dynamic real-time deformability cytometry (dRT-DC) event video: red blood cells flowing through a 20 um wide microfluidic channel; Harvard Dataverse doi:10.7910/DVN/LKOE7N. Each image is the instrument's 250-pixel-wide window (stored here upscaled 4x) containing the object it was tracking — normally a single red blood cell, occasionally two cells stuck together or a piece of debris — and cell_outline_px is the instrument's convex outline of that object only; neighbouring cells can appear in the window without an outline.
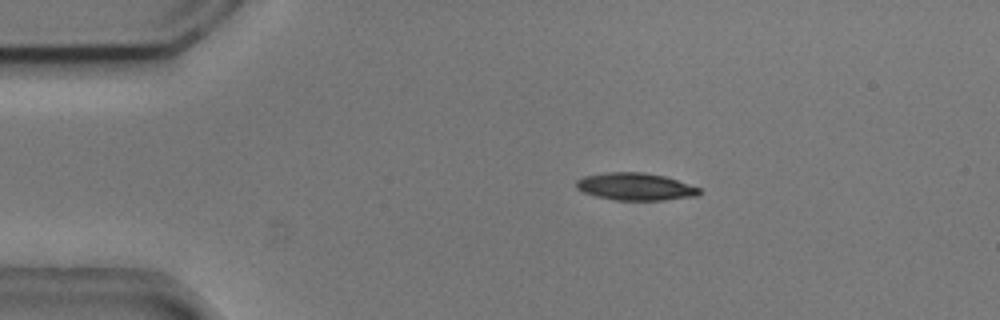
{"species": "common noctule bat (a hibernating species)", "species_latin": "Nyctalus noctula", "temperature_condition": "cold", "stored_images_in_passage": 4, "camera_frame_rate_fps": 3000, "um_per_image_px": 0.085, "animal": {"sex": "male", "body_mass_g": 20.5, "forearm_length_mm": 52.5}, "frame": {"image": 1, "passage_image": 2, "time_ms": 0.333, "image_size_px": [1000, 320], "cell_outline_px": [[704, 192], [696, 196], [664, 200], [616, 200], [596, 196], [584, 192], [576, 188], [576, 180], [584, 176], [604, 172], [644, 172], [664, 176], [700, 188]], "centroid_in_image_um": [54.01, 15.86], "position_along_channel_um": 31.0, "area_um2": 19.65}}